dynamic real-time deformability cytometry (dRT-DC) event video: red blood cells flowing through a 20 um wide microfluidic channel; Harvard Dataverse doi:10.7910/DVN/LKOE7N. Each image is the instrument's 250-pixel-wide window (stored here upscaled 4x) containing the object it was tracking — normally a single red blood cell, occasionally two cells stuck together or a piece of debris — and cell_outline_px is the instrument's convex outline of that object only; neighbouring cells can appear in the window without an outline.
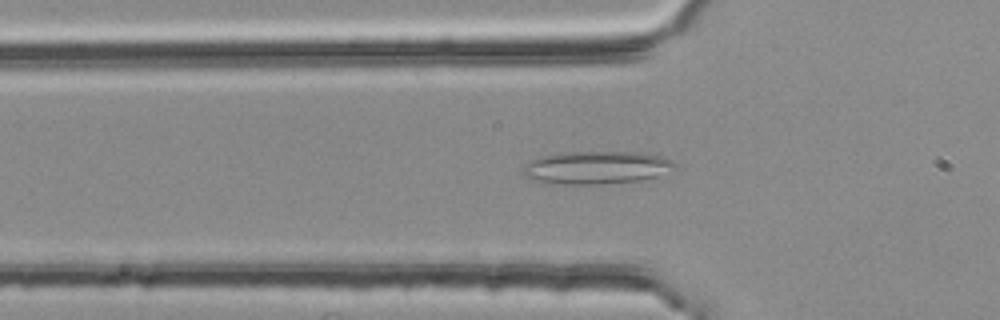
{"species": "common noctule bat (a hibernating species)", "species_latin": "Nyctalus noctula", "temperature_condition": "room temperature", "stored_images_in_passage": 38, "camera_frame_rate_fps": 3000, "um_per_image_px": 0.085, "animal": {"sex": "female", "body_mass_g": 25.1}, "frame": {"image": 1, "passage_image": 17, "time_ms": 5.333, "image_size_px": [1000, 320], "cell_outline_px": [[676, 164], [656, 176], [640, 180], [596, 184], [540, 184], [524, 176], [524, 164], [528, 160], [540, 156], [564, 152], [640, 152], [660, 156], [672, 160]], "centroid_in_image_um": [50.56, 14.24], "position_along_channel_um": 75.2, "area_um2": 29.07}}
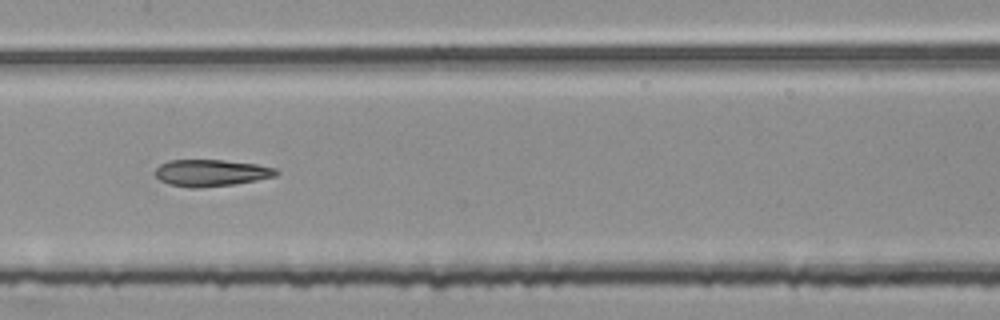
{"frame": {"image": 2, "passage_image": 26, "time_ms": 8.333, "image_size_px": [1000, 320], "cell_outline_px": [[280, 172], [276, 176], [256, 180], [232, 184], [200, 188], [192, 188], [168, 184], [160, 180], [156, 176], [156, 168], [160, 164], [168, 160], [224, 160], [256, 164], [276, 168]], "centroid_in_image_um": [17.95, 14.69], "position_along_channel_um": 189.5, "area_um2": 18.84}}
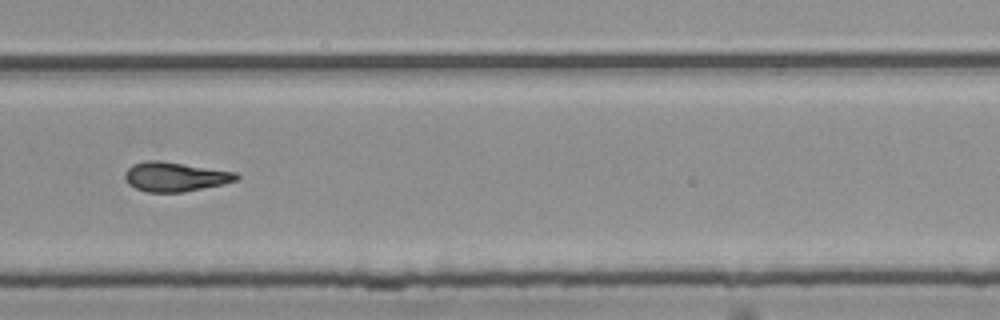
{"frame": {"image": 3, "passage_image": 36, "time_ms": 11.667, "image_size_px": [1000, 320], "cell_outline_px": [[240, 176], [236, 180], [224, 184], [184, 192], [148, 192], [136, 188], [128, 184], [124, 176], [124, 172], [132, 164], [144, 160], [160, 160], [236, 172]], "centroid_in_image_um": [14.86, 15.01], "position_along_channel_um": 314.9, "area_um2": 19.19}}